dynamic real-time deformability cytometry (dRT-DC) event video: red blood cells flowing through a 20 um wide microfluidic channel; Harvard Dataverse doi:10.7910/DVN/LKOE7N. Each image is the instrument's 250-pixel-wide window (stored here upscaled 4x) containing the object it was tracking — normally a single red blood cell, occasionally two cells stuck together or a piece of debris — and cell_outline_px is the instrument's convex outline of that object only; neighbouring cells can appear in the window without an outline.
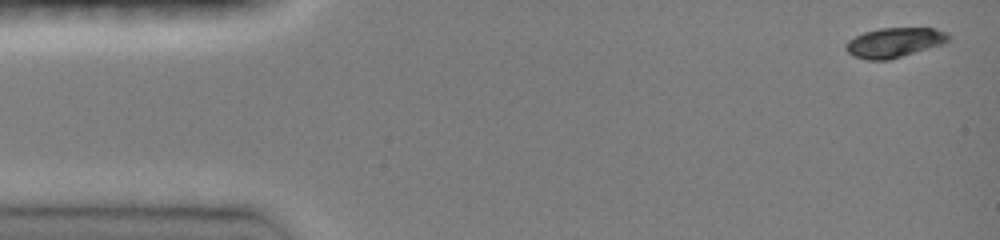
{"species": "common noctule bat (a hibernating species)", "species_latin": "Nyctalus noctula", "temperature_condition": "room temperature", "stored_images_in_passage": 45, "camera_frame_rate_fps": 3000, "um_per_image_px": 0.085, "animal": {"sex": "female", "body_mass_g": 19.0, "forearm_length_mm": 51.5}, "frame": {"image": 1, "passage_image": 1, "time_ms": 0.0, "image_size_px": [1000, 240], "cell_outline_px": [[948, 40], [944, 44], [888, 60], [868, 60], [852, 56], [844, 48], [844, 44], [848, 40], [864, 32], [880, 28], [932, 28], [948, 32]], "centroid_in_image_um": [75.99, 3.62], "position_along_channel_um": 9.0, "area_um2": 17.8}}
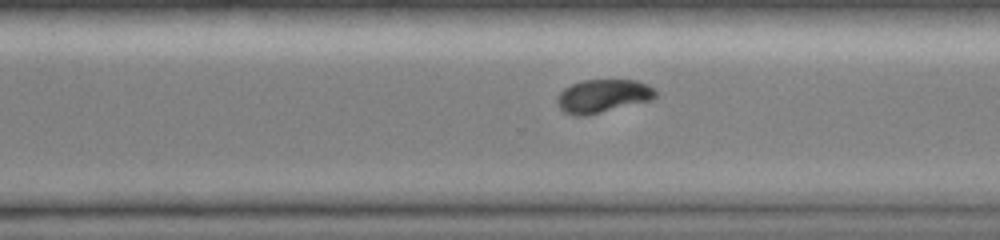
{"frame": {"image": 2, "passage_image": 32, "time_ms": 10.333, "image_size_px": [1000, 240], "cell_outline_px": [[660, 92], [656, 96], [648, 100], [584, 116], [572, 116], [564, 112], [560, 108], [556, 100], [560, 92], [564, 88], [572, 84], [584, 80], [636, 80], [648, 84]], "centroid_in_image_um": [51.23, 8.15], "position_along_channel_um": 319.4, "area_um2": 18.9}}
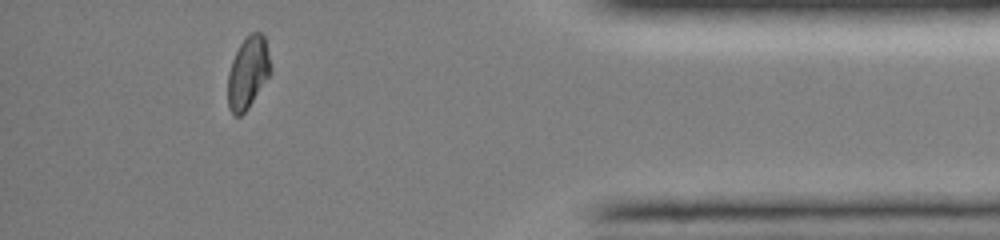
{"frame": {"image": 3, "passage_image": 41, "time_ms": 13.333, "image_size_px": [1000, 240], "cell_outline_px": [[272, 72], [248, 108], [240, 116], [232, 116], [228, 108], [228, 72], [232, 60], [240, 44], [252, 32], [260, 32], [264, 36], [272, 68]], "centroid_in_image_um": [21.07, 6.21], "position_along_channel_um": 414.1, "area_um2": 17.98}, "authors_computed_cell_mechanics": {"area_um2": 19.1318, "velocity_mm_per_s": 4.1056, "shape_relaxation_time_tau1_ms": 3.4086, "shape_relaxation_time_tau2_ms": null, "deformation_change_tau1": 0.1397, "deformation_change_tau2": null}}